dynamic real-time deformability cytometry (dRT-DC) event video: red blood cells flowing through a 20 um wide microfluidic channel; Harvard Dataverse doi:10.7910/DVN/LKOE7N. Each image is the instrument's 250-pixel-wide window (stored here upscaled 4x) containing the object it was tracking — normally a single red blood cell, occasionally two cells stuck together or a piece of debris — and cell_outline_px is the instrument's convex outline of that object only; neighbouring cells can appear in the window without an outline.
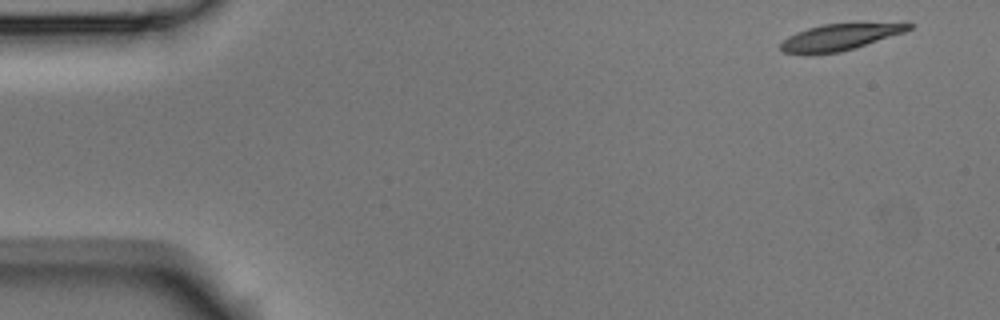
{"species": "Egyptian fruit bat (a non-hibernating species)", "species_latin": "Rousettus aegyptiacus", "temperature_condition": "room temperature", "stored_images_in_passage": 5, "camera_frame_rate_fps": 3000, "um_per_image_px": 0.085, "animal": {"sex": "male"}, "frame": {"image": 1, "passage_image": 1, "time_ms": 0.0, "image_size_px": [1000, 320], "cell_outline_px": [[912, 28], [904, 32], [840, 52], [784, 52], [780, 48], [780, 44], [788, 36], [796, 32], [808, 28], [824, 24], [912, 24]], "centroid_in_image_um": [71.34, 3.14], "position_along_channel_um": 13.7, "area_um2": 18.5}}
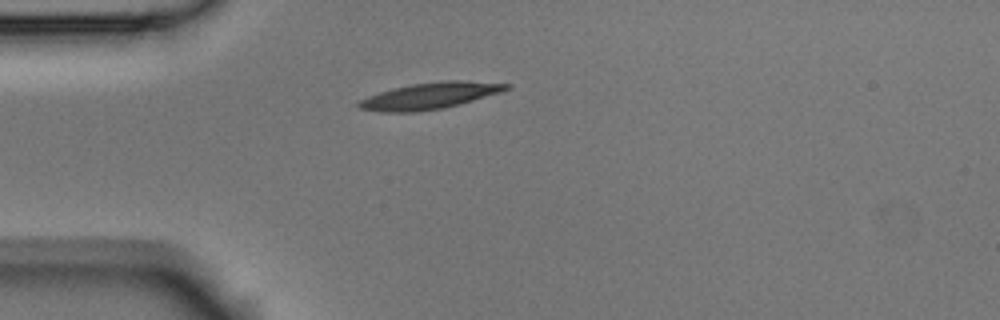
{"frame": {"image": 2, "passage_image": 4, "time_ms": 1.0, "image_size_px": [1000, 320], "cell_outline_px": [[512, 84], [508, 88], [500, 92], [460, 104], [440, 108], [416, 112], [380, 112], [360, 108], [356, 104], [360, 100], [368, 96], [392, 88], [412, 84], [444, 80], [460, 80]], "centroid_in_image_um": [36.51, 8.14], "position_along_channel_um": 48.5, "area_um2": 22.48}}